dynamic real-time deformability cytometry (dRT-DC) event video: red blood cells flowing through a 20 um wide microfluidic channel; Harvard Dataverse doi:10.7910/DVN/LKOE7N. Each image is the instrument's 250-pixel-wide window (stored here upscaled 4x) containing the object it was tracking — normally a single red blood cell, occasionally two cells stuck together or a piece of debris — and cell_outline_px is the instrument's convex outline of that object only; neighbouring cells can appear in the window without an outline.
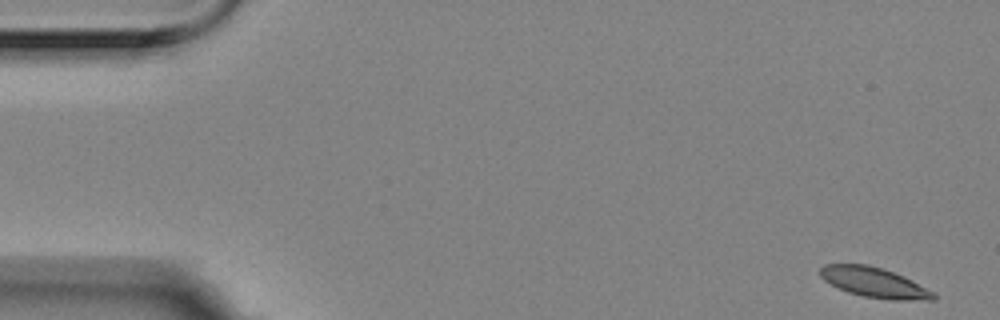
{"species": "Egyptian fruit bat (a non-hibernating species)", "species_latin": "Rousettus aegyptiacus", "temperature_condition": "room temperature", "stored_images_in_passage": 15, "camera_frame_rate_fps": 3000, "um_per_image_px": 0.085, "animal": {"sex": "female"}, "frame": {"image": 1, "passage_image": 1, "time_ms": 0.0, "image_size_px": [1000, 320], "cell_outline_px": [[936, 300], [892, 300], [864, 296], [848, 292], [824, 280], [820, 276], [820, 268], [824, 264], [868, 264], [892, 272], [912, 280], [936, 292]], "centroid_in_image_um": [74.35, 24.02], "position_along_channel_um": 10.6, "area_um2": 19.71}}
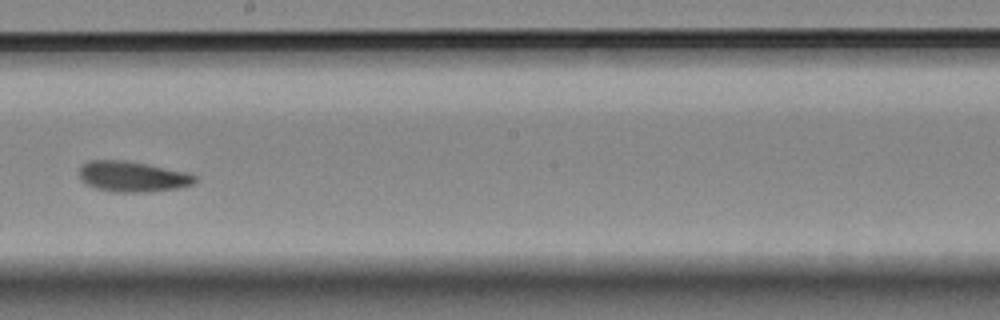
{"frame": {"image": 2, "passage_image": 9, "time_ms": 2.667, "image_size_px": [1000, 320], "cell_outline_px": [[196, 180], [192, 184], [176, 188], [152, 192], [112, 192], [96, 188], [80, 180], [80, 168], [88, 160], [124, 160], [148, 164], [184, 172], [196, 176]], "centroid_in_image_um": [11.24, 15.01], "position_along_channel_um": 237.0, "area_um2": 20.46}}
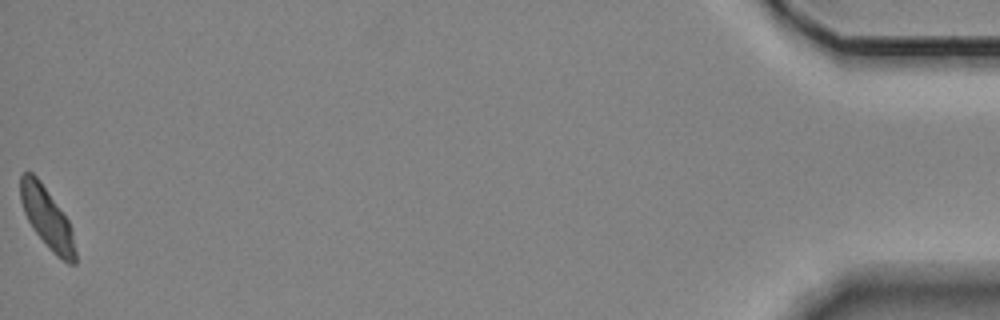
{"frame": {"image": 3, "passage_image": 15, "time_ms": 4.667, "image_size_px": [1000, 320], "cell_outline_px": [[76, 264], [68, 264], [56, 256], [48, 248], [36, 232], [28, 220], [24, 212], [20, 200], [20, 176], [24, 172], [32, 172], [40, 180], [68, 220], [72, 228], [76, 252]], "centroid_in_image_um": [4.01, 18.54], "position_along_channel_um": 431.2, "area_um2": 19.42}}